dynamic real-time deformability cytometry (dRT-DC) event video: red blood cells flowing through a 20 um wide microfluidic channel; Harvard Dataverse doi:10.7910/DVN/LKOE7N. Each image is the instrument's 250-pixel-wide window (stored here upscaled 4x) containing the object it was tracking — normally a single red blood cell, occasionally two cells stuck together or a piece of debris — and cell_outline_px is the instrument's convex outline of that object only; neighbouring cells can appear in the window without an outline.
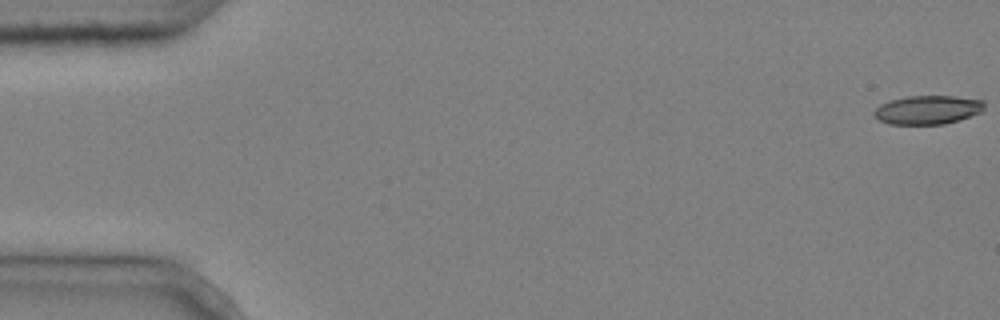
{"species": "common noctule bat (a hibernating species)", "species_latin": "Nyctalus noctula", "temperature_condition": "cold", "stored_images_in_passage": 5, "camera_frame_rate_fps": 3000, "um_per_image_px": 0.085, "animal": {"sex": "male", "body_mass_g": 20.4}, "frame": {"image": 1, "passage_image": 1, "time_ms": 0.0, "image_size_px": [1000, 320], "cell_outline_px": [[984, 108], [980, 112], [960, 120], [944, 124], [888, 124], [880, 120], [872, 112], [880, 104], [892, 100], [908, 96], [952, 96], [984, 100]], "centroid_in_image_um": [78.86, 9.34], "position_along_channel_um": 6.1, "area_um2": 18.38}}